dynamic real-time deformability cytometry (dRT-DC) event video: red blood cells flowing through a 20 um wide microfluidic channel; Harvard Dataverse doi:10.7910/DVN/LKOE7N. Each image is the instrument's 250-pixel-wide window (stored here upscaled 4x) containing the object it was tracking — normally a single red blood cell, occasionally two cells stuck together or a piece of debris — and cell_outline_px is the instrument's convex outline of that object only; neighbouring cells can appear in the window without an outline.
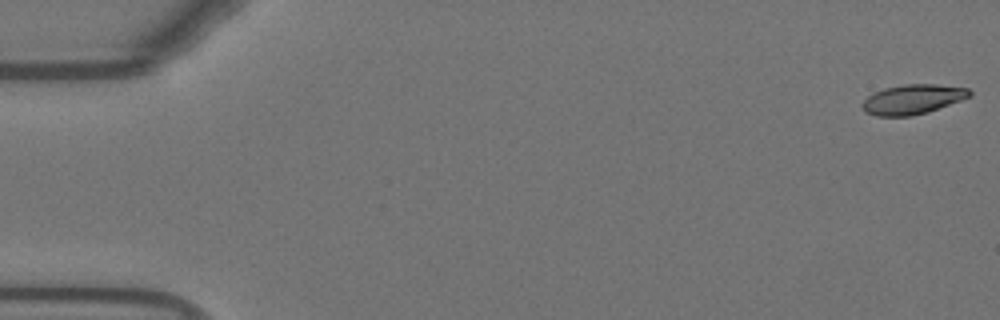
{"species": "Egyptian fruit bat (a non-hibernating species)", "species_latin": "Rousettus aegyptiacus", "temperature_condition": "warm", "stored_images_in_passage": 54, "camera_frame_rate_fps": 3000, "um_per_image_px": 0.085, "animal": {"sex": "female"}, "frame": {"image": 1, "passage_image": 1, "time_ms": 0.0, "image_size_px": [1000, 320], "cell_outline_px": [[972, 96], [928, 112], [912, 116], [876, 116], [864, 112], [860, 104], [872, 92], [884, 88], [904, 84], [936, 84], [968, 88], [972, 92]], "centroid_in_image_um": [77.55, 8.44], "position_along_channel_um": 7.4, "area_um2": 18.79}}
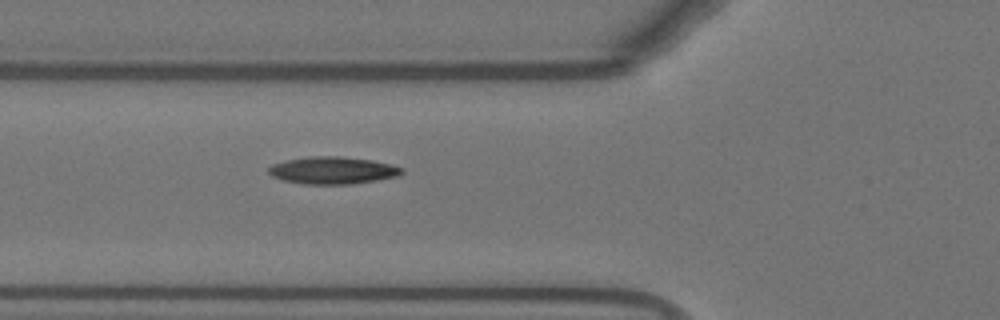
{"frame": {"image": 2, "passage_image": 20, "time_ms": 6.333, "image_size_px": [1000, 320], "cell_outline_px": [[404, 172], [400, 176], [352, 184], [304, 184], [284, 180], [272, 176], [268, 172], [268, 168], [272, 164], [288, 160], [308, 156], [340, 156], [372, 160], [392, 164], [404, 168]], "centroid_in_image_um": [28.32, 14.48], "position_along_channel_um": 97.5, "area_um2": 21.27}}
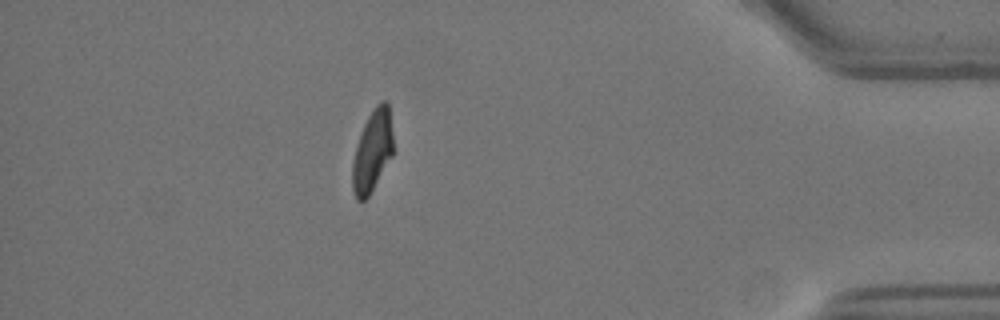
{"frame": {"image": 3, "passage_image": 48, "time_ms": 15.667, "image_size_px": [1000, 320], "cell_outline_px": [[392, 156], [368, 196], [364, 200], [356, 200], [352, 188], [352, 164], [356, 144], [360, 132], [368, 116], [376, 104], [380, 100], [388, 100], [392, 132]], "centroid_in_image_um": [31.63, 12.8], "position_along_channel_um": 403.6, "area_um2": 19.36}, "authors_computed_cell_mechanics": {"area_um2": 20.0855, "velocity_mm_per_s": 3.7522, "shape_relaxation_time_tau1_ms": 10.423, "shape_relaxation_time_tau2_ms": 1.8927, "deformation_change_tau1": 0.3035, "deformation_change_tau2": 0.0693}}